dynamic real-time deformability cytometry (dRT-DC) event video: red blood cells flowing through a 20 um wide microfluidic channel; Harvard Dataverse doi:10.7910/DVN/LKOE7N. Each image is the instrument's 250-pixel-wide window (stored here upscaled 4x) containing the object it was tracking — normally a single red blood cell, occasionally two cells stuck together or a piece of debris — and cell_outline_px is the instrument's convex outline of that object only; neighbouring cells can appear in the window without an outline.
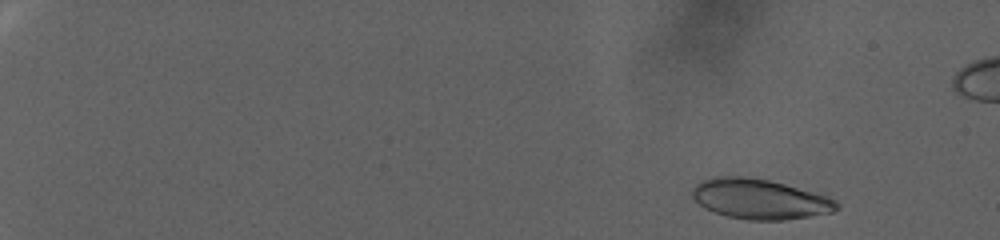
{"species": "human", "species_latin": "Homo sapiens", "temperature_condition": "warm", "stored_images_in_passage": 49, "camera_frame_rate_fps": 3000, "um_per_image_px": 0.085, "donor": {"sex": "female"}, "frame": {"image": 1, "passage_image": 7, "time_ms": 2.0, "image_size_px": [1000, 240], "cell_outline_px": [[840, 208], [832, 212], [784, 220], [748, 220], [728, 216], [704, 208], [692, 196], [692, 188], [700, 180], [716, 176], [744, 176], [768, 180], [784, 184], [824, 196], [836, 200], [840, 204]], "centroid_in_image_um": [64.54, 16.91], "position_along_channel_um": 20.5, "area_um2": 33.41}}
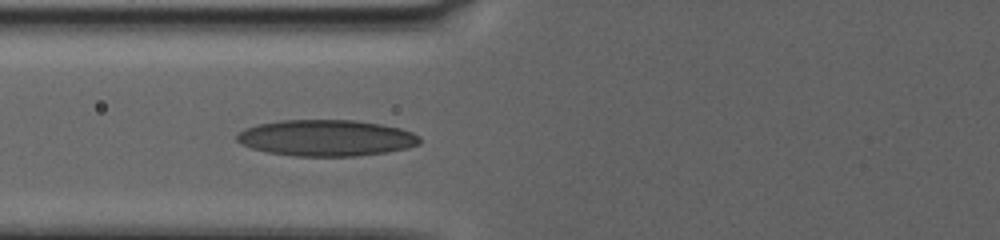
{"frame": {"image": 2, "passage_image": 41, "time_ms": 13.333, "image_size_px": [1000, 240], "cell_outline_px": [[420, 144], [408, 148], [388, 152], [356, 156], [296, 156], [268, 152], [252, 148], [240, 144], [236, 140], [236, 136], [244, 128], [256, 124], [280, 120], [356, 120], [380, 124], [400, 128], [412, 132], [420, 136]], "centroid_in_image_um": [27.73, 11.72], "position_along_channel_um": 98.1, "area_um2": 38.84}}
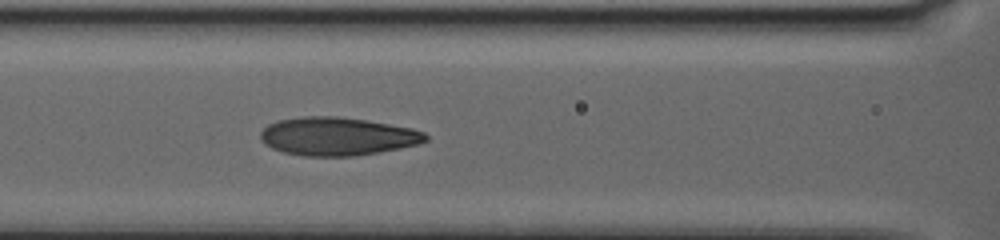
{"frame": {"image": 3, "passage_image": 46, "time_ms": 15.0, "image_size_px": [1000, 240], "cell_outline_px": [[428, 140], [416, 144], [400, 148], [356, 156], [304, 156], [284, 152], [272, 148], [264, 144], [260, 140], [260, 132], [268, 124], [280, 120], [304, 116], [336, 116], [364, 120], [412, 128], [424, 132], [428, 136]], "centroid_in_image_um": [28.65, 11.59], "position_along_channel_um": 137.9, "area_um2": 36.65}}